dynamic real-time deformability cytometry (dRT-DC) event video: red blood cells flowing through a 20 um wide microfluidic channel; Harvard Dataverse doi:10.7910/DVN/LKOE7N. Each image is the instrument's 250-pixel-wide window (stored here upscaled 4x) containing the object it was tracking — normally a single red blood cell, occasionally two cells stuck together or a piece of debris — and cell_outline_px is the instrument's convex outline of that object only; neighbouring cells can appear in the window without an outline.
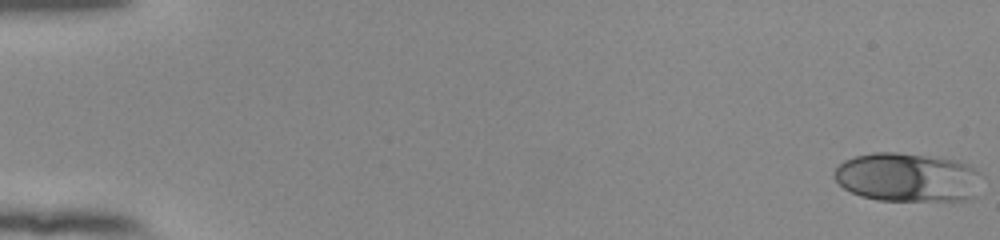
{"species": "human", "species_latin": "Homo sapiens", "temperature_condition": "room temperature", "stored_images_in_passage": 55, "camera_frame_rate_fps": 3000, "um_per_image_px": 0.085, "donor": {"sex": "female"}, "frame": {"image": 1, "passage_image": 1, "time_ms": 0.0, "image_size_px": [1000, 240], "cell_outline_px": [[980, 172], [976, 196], [972, 200], [880, 200], [860, 196], [844, 188], [832, 176], [836, 168], [844, 160], [856, 156], [872, 152], [896, 152], [956, 160], [968, 164]], "centroid_in_image_um": [77.14, 15.07], "position_along_channel_um": 7.9, "area_um2": 42.02}}
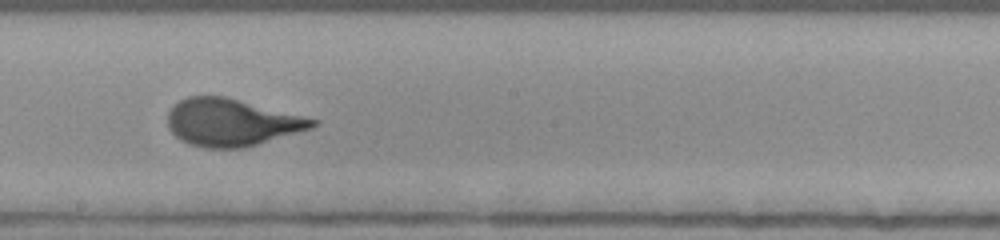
{"frame": {"image": 2, "passage_image": 32, "time_ms": 10.333, "image_size_px": [1000, 240], "cell_outline_px": [[320, 120], [312, 128], [244, 148], [204, 148], [188, 144], [180, 140], [168, 128], [168, 112], [180, 100], [188, 96], [224, 96]], "centroid_in_image_um": [19.67, 10.41], "position_along_channel_um": 228.5, "area_um2": 39.71}}
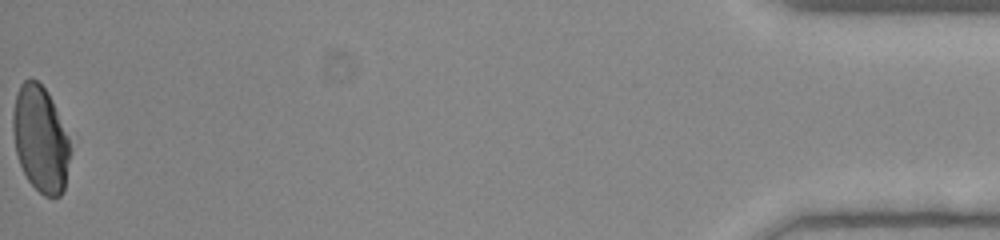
{"frame": {"image": 3, "passage_image": 55, "time_ms": 18.0, "image_size_px": [1000, 240], "cell_outline_px": [[68, 160], [64, 192], [60, 196], [44, 196], [28, 180], [20, 164], [16, 152], [12, 128], [12, 112], [16, 96], [20, 84], [28, 76], [36, 80], [48, 92], [52, 100], [68, 136]], "centroid_in_image_um": [3.41, 11.79], "position_along_channel_um": 431.8, "area_um2": 35.03}, "authors_computed_cell_mechanics": {"area_um2": 39.5352, "velocity_mm_per_s": 3.8415, "shape_relaxation_time_tau1_ms": 4.8317, "shape_relaxation_time_tau2_ms": null, "deformation_change_tau1": 0.1802, "deformation_change_tau2": null}}